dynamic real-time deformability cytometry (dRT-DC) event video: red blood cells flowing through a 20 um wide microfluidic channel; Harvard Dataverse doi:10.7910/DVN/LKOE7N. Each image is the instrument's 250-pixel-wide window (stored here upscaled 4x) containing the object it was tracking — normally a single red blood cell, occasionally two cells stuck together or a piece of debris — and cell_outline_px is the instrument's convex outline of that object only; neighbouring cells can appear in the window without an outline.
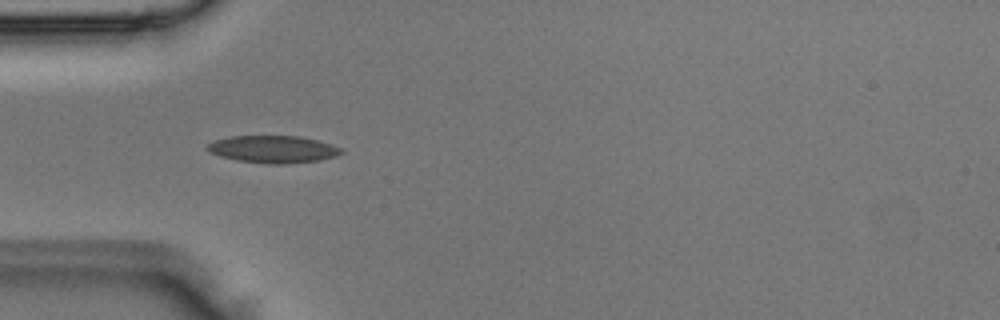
{"species": "Egyptian fruit bat (a non-hibernating species)", "species_latin": "Rousettus aegyptiacus", "temperature_condition": "room temperature", "stored_images_in_passage": 6, "camera_frame_rate_fps": 3000, "um_per_image_px": 0.085, "animal": {"sex": "male"}, "frame": {"image": 1, "passage_image": 3, "time_ms": 0.667, "image_size_px": [1000, 320], "cell_outline_px": [[344, 152], [336, 156], [320, 160], [284, 164], [268, 164], [236, 160], [220, 156], [204, 148], [208, 144], [216, 140], [232, 136], [300, 136], [332, 144], [340, 148]], "centroid_in_image_um": [23.23, 12.69], "position_along_channel_um": 61.8, "area_um2": 21.21}}
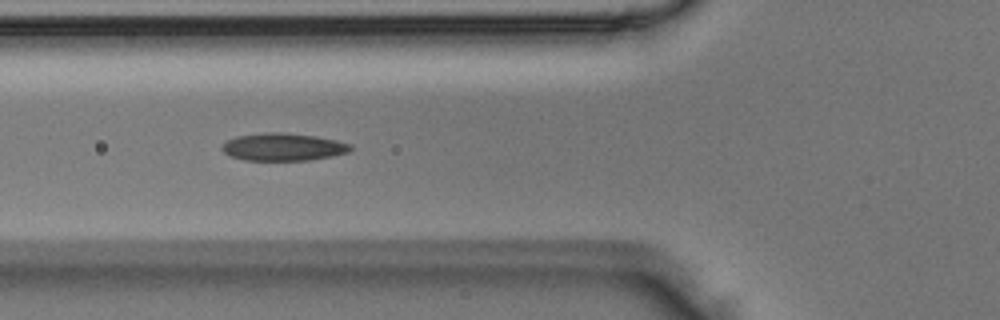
{"frame": {"image": 2, "passage_image": 4, "time_ms": 1.0, "image_size_px": [1000, 320], "cell_outline_px": [[352, 148], [348, 152], [332, 156], [308, 160], [244, 160], [228, 156], [220, 148], [228, 140], [236, 136], [264, 132], [280, 132], [316, 136], [336, 140], [352, 144]], "centroid_in_image_um": [24.05, 12.49], "position_along_channel_um": 101.7, "area_um2": 20.69}}
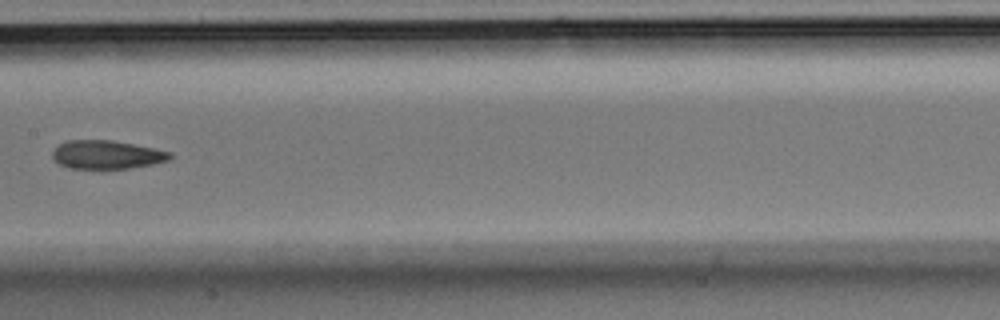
{"frame": {"image": 3, "passage_image": 6, "time_ms": 1.667, "image_size_px": [1000, 320], "cell_outline_px": [[172, 156], [168, 160], [152, 164], [132, 168], [68, 168], [60, 164], [52, 156], [52, 152], [60, 144], [68, 140], [112, 140], [172, 152]], "centroid_in_image_um": [9.08, 13.14], "position_along_channel_um": 198.3, "area_um2": 19.25}}